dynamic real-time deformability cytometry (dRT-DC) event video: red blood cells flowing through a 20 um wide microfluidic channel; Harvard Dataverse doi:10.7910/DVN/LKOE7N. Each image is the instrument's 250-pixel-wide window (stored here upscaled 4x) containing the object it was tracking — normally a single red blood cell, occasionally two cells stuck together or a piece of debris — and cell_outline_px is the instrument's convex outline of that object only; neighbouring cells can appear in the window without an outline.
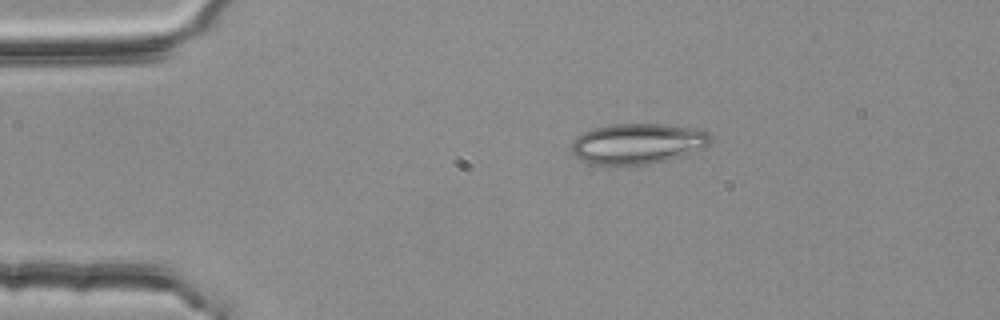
{"species": "common noctule bat (a hibernating species)", "species_latin": "Nyctalus noctula", "temperature_condition": "room temperature", "stored_images_in_passage": 45, "camera_frame_rate_fps": 3000, "um_per_image_px": 0.085, "animal": {"sex": "female", "body_mass_g": 25.1}, "frame": {"image": 1, "passage_image": 1, "time_ms": 0.0, "image_size_px": [1000, 320], "cell_outline_px": [[712, 140], [704, 148], [684, 156], [668, 160], [648, 164], [588, 164], [580, 160], [572, 152], [572, 140], [576, 136], [592, 128], [612, 124], [664, 124], [696, 128], [708, 132], [712, 136]], "centroid_in_image_um": [54.22, 12.2], "position_along_channel_um": 30.8, "area_um2": 33.12}}
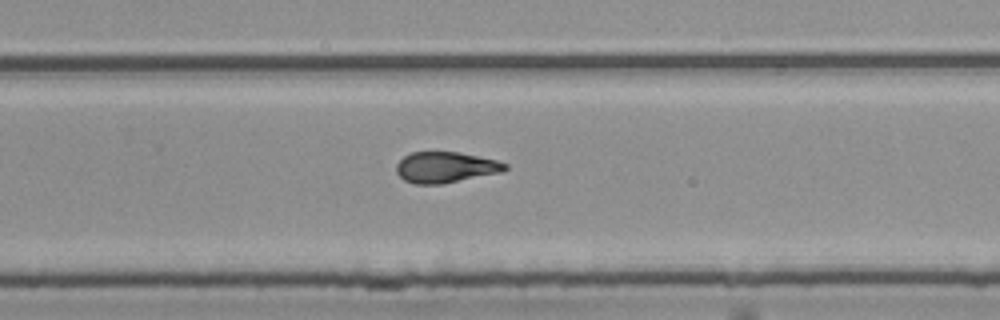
{"frame": {"image": 2, "passage_image": 26, "time_ms": 8.333, "image_size_px": [1000, 320], "cell_outline_px": [[508, 168], [500, 172], [440, 184], [412, 184], [404, 180], [396, 172], [396, 164], [404, 156], [412, 152], [460, 152], [496, 160], [508, 164]], "centroid_in_image_um": [37.84, 14.21], "position_along_channel_um": 292.0, "area_um2": 19.42}}
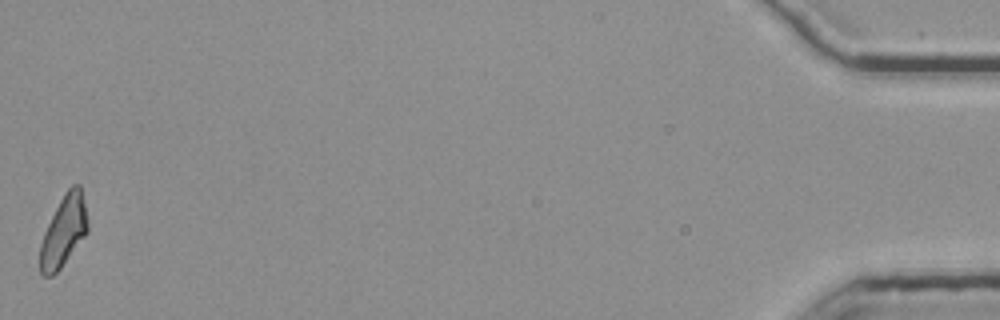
{"frame": {"image": 3, "passage_image": 45, "time_ms": 14.667, "image_size_px": [1000, 320], "cell_outline_px": [[88, 232], [60, 268], [52, 276], [44, 276], [40, 272], [40, 244], [44, 232], [64, 192], [72, 184], [80, 184], [88, 224]], "centroid_in_image_um": [5.41, 19.65], "position_along_channel_um": 429.8, "area_um2": 19.36}, "authors_computed_cell_mechanics": {"area_um2": 19.941, "velocity_mm_per_s": 3.7548, "shape_relaxation_time_tau1_ms": 5.6956, "shape_relaxation_time_tau2_ms": 2.5017, "deformation_change_tau1": 0.1655, "deformation_change_tau2": 0.1024}}